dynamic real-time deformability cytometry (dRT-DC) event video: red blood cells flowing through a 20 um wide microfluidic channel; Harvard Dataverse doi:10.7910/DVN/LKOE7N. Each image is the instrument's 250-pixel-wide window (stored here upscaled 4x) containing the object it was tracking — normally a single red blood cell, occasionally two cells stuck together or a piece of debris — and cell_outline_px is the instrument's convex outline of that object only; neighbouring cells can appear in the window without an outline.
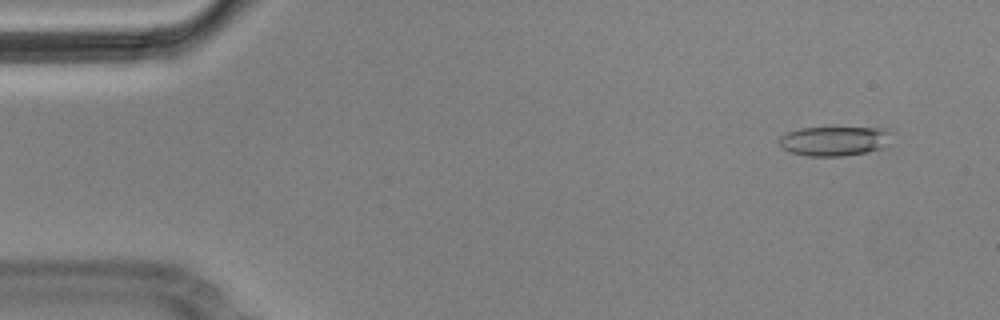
{"species": "Egyptian fruit bat (a non-hibernating species)", "species_latin": "Rousettus aegyptiacus", "temperature_condition": "cold", "stored_images_in_passage": 2, "camera_frame_rate_fps": 3000, "um_per_image_px": 0.085, "animal": {"sex": "male"}, "frame": {"image": 1, "passage_image": 1, "time_ms": 0.0, "image_size_px": [1000, 320], "cell_outline_px": [[892, 144], [884, 148], [868, 152], [840, 156], [808, 156], [792, 152], [784, 148], [776, 140], [780, 136], [788, 132], [800, 128], [880, 128], [888, 132]], "centroid_in_image_um": [70.93, 11.99], "position_along_channel_um": 14.1, "area_um2": 19.31}}